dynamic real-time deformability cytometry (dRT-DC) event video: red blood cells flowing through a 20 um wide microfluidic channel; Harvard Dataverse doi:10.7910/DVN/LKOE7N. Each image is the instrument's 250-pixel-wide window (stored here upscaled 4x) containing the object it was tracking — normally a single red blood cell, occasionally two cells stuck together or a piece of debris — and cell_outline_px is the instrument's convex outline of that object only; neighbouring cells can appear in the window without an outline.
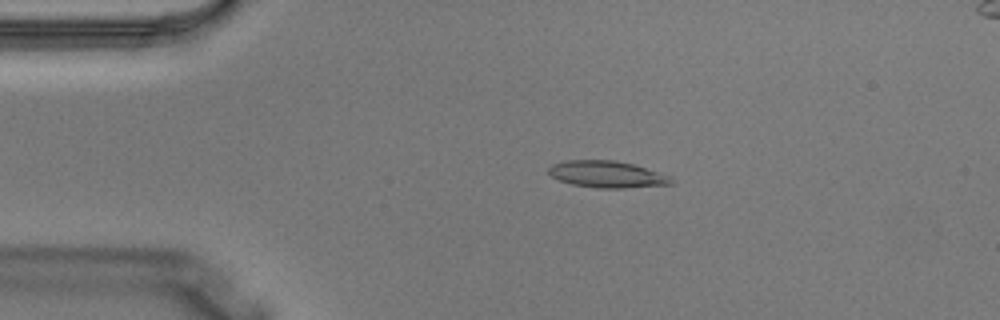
{"species": "Egyptian fruit bat (a non-hibernating species)", "species_latin": "Rousettus aegyptiacus", "temperature_condition": "warm", "stored_images_in_passage": 4, "camera_frame_rate_fps": 3000, "um_per_image_px": 0.085, "animal": {"sex": "male"}, "frame": {"image": 1, "passage_image": 3, "time_ms": 0.667, "image_size_px": [1000, 320], "cell_outline_px": [[672, 184], [624, 188], [596, 188], [572, 184], [560, 180], [552, 176], [548, 172], [548, 168], [552, 164], [568, 160], [616, 160], [632, 164], [672, 176]], "centroid_in_image_um": [51.6, 14.81], "position_along_channel_um": 33.4, "area_um2": 19.02}}